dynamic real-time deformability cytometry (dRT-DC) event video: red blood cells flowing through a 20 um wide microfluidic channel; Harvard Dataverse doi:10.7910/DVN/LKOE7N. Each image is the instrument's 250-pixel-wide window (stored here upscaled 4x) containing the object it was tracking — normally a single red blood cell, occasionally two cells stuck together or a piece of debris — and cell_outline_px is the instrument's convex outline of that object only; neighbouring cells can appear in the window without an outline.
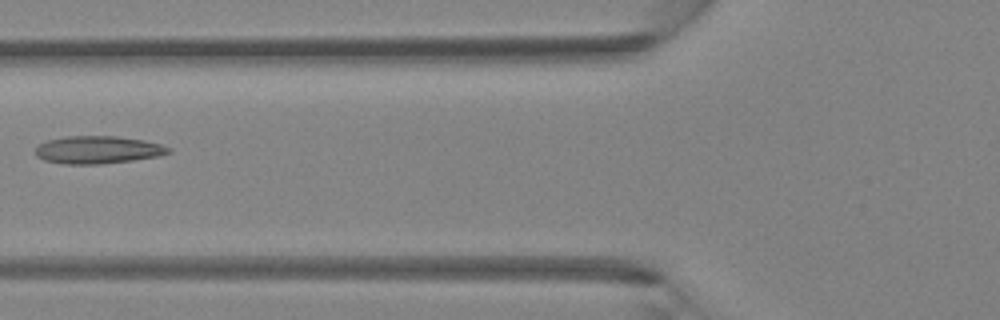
{"species": "Egyptian fruit bat (a non-hibernating species)", "species_latin": "Rousettus aegyptiacus", "temperature_condition": "room temperature", "stored_images_in_passage": 5, "camera_frame_rate_fps": 3000, "um_per_image_px": 0.085, "animal": {"sex": "female"}, "frame": {"image": 1, "passage_image": 5, "time_ms": 1.333, "image_size_px": [1000, 320], "cell_outline_px": [[172, 152], [160, 156], [132, 160], [100, 164], [64, 164], [44, 160], [36, 156], [36, 148], [40, 144], [48, 140], [68, 136], [116, 136], [144, 140], [160, 144], [172, 148]], "centroid_in_image_um": [8.35, 12.73], "position_along_channel_um": 117.4, "area_um2": 21.44}}